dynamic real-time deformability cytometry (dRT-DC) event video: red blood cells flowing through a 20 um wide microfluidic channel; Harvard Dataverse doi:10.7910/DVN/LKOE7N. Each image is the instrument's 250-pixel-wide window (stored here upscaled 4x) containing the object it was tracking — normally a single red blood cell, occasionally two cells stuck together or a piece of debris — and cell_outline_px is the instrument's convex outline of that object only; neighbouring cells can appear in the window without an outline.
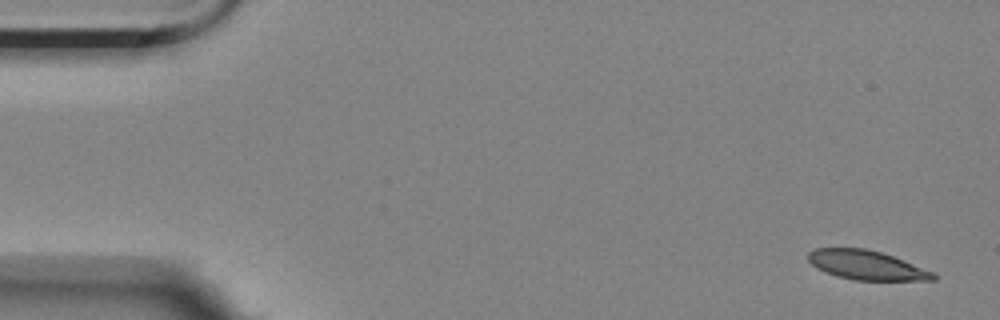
{"species": "Egyptian fruit bat (a non-hibernating species)", "species_latin": "Rousettus aegyptiacus", "temperature_condition": "room temperature", "stored_images_in_passage": 5, "camera_frame_rate_fps": 3000, "um_per_image_px": 0.085, "animal": {"sex": "female"}, "frame": {"image": 1, "passage_image": 1, "time_ms": 0.0, "image_size_px": [1000, 320], "cell_outline_px": [[936, 280], [852, 280], [836, 276], [824, 272], [816, 268], [808, 260], [808, 252], [816, 248], [864, 248], [880, 252], [892, 256], [936, 272]], "centroid_in_image_um": [73.65, 22.54], "position_along_channel_um": 11.3, "area_um2": 21.39}}
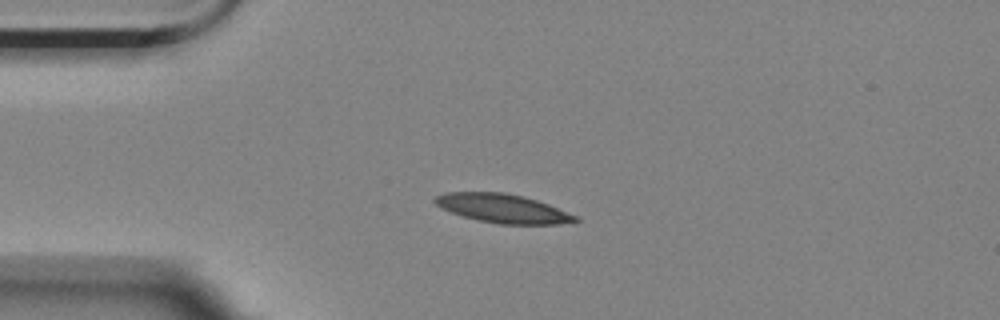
{"frame": {"image": 2, "passage_image": 4, "time_ms": 1.0, "image_size_px": [1000, 320], "cell_outline_px": [[580, 220], [560, 224], [500, 224], [476, 220], [440, 208], [432, 200], [436, 196], [444, 192], [504, 192], [524, 196], [548, 204], [580, 216]], "centroid_in_image_um": [42.75, 17.71], "position_along_channel_um": 42.3, "area_um2": 23.7}}